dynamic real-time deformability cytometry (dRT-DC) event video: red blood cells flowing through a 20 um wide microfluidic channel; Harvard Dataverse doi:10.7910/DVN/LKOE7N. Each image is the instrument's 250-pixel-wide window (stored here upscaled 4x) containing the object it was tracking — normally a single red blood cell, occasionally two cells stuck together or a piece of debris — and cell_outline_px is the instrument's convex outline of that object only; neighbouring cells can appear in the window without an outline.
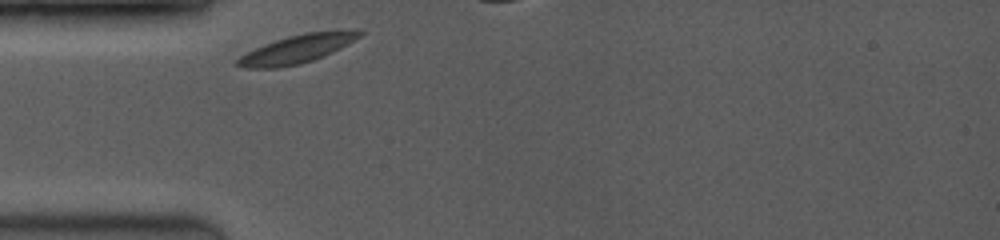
{"species": "common noctule bat (a hibernating species)", "species_latin": "Nyctalus noctula", "temperature_condition": "room temperature", "stored_images_in_passage": 3, "camera_frame_rate_fps": 3500, "um_per_image_px": 0.085, "animal": {"sex": "female", "body_mass_g": 19.0, "forearm_length_mm": 53.3}, "frame": {"image": 1, "passage_image": 1, "time_ms": 0.0, "image_size_px": [1000, 240], "cell_outline_px": [[364, 32], [360, 36], [340, 48], [324, 56], [300, 64], [276, 68], [244, 68], [232, 64], [240, 56], [264, 44], [288, 36], [304, 32], [348, 28], [364, 28]], "centroid_in_image_um": [25.32, 4.13], "position_along_channel_um": 59.7, "area_um2": 20.58}}
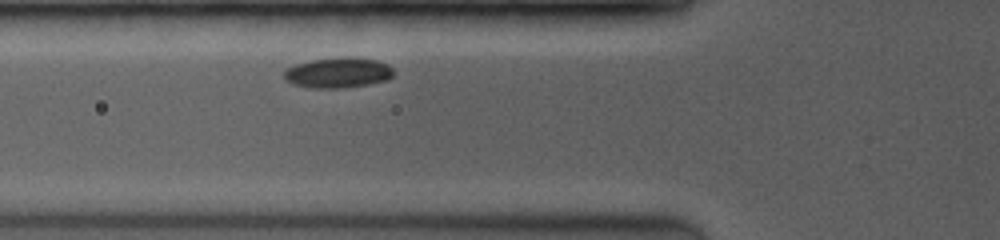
{"frame": {"image": 2, "passage_image": 3, "time_ms": 2.286, "image_size_px": [1000, 240], "cell_outline_px": [[392, 76], [384, 80], [364, 84], [340, 88], [312, 88], [292, 84], [284, 76], [284, 72], [288, 68], [296, 64], [312, 60], [376, 60], [388, 64], [392, 68]], "centroid_in_image_um": [28.68, 6.23], "position_along_channel_um": 97.1, "area_um2": 18.09}}